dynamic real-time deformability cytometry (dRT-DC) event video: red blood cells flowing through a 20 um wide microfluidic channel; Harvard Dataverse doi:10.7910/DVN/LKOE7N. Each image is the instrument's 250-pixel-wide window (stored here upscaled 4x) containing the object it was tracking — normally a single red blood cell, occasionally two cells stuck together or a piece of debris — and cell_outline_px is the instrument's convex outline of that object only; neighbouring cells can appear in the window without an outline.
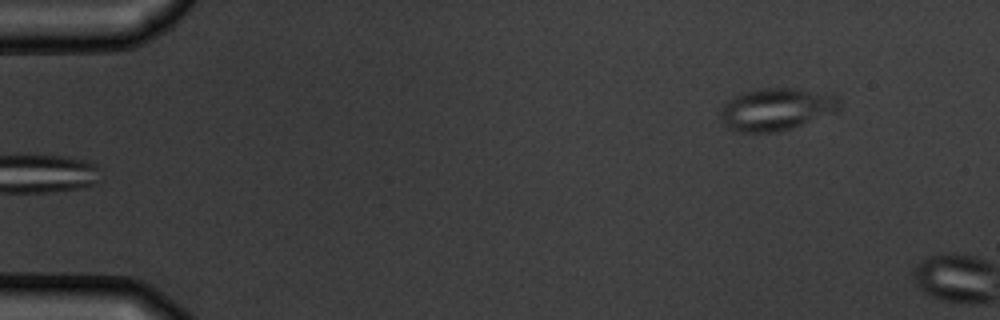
{"species": "common noctule bat (a hibernating species)", "species_latin": "Nyctalus noctula", "temperature_condition": "warm", "stored_images_in_passage": 5, "camera_frame_rate_fps": 3000, "um_per_image_px": 0.085, "animal": {"sex": "male", "body_mass_g": 19.5, "forearm_length_mm": 54.6}, "frame": {"image": 1, "passage_image": 5, "time_ms": 4.667, "image_size_px": [1000, 320], "cell_outline_px": [[840, 108], [836, 112], [780, 132], [740, 132], [724, 124], [720, 116], [720, 112], [724, 104], [740, 92], [756, 88], [796, 88], [840, 92]], "centroid_in_image_um": [66.09, 9.24], "position_along_channel_um": 18.9, "area_um2": 30.06}}